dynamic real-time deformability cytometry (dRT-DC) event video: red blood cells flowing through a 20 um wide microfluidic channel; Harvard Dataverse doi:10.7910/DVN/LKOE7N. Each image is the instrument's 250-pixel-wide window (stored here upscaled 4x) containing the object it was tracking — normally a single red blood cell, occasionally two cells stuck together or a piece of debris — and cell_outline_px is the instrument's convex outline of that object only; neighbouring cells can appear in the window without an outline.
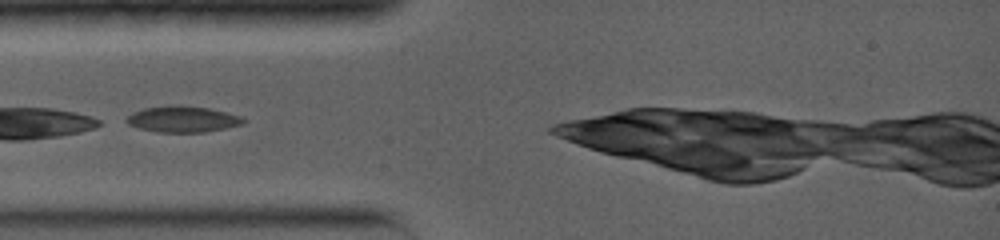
{"species": "common noctule bat (a hibernating species)", "species_latin": "Nyctalus noctula", "temperature_condition": "warm", "stored_images_in_passage": 4, "camera_frame_rate_fps": 5000, "um_per_image_px": 0.085, "animal": {"sex": "female", "body_mass_g": 19.0, "forearm_length_mm": 56.7}, "frame": {"image": 1, "passage_image": 1, "time_ms": 0.0, "image_size_px": [1000, 240], "cell_outline_px": [[248, 120], [240, 124], [224, 128], [204, 132], [156, 132], [140, 128], [128, 124], [124, 120], [132, 112], [144, 108], [172, 104], [180, 104], [208, 108], [240, 116]], "centroid_in_image_um": [15.48, 10.11], "position_along_channel_um": 69.5, "area_um2": 17.8}}